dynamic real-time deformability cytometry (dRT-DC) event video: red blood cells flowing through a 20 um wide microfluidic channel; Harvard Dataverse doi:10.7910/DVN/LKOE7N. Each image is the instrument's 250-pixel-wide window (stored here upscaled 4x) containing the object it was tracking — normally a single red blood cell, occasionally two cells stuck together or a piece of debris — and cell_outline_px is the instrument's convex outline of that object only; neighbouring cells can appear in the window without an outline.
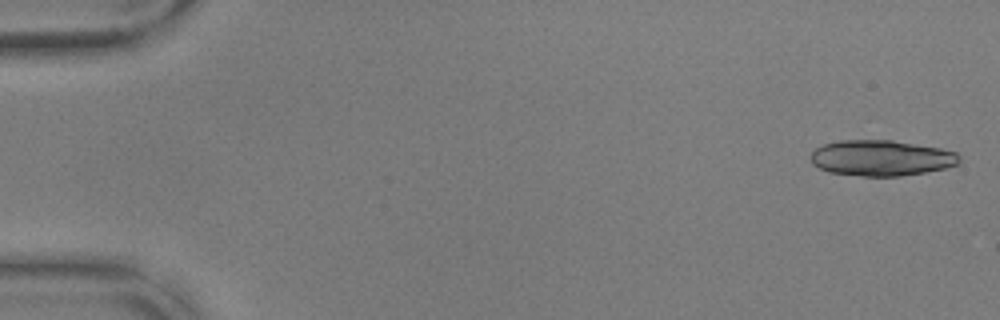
{"species": "common noctule bat (a hibernating species)", "species_latin": "Nyctalus noctula", "temperature_condition": "warm", "stored_images_in_passage": 20, "camera_frame_rate_fps": 3000, "um_per_image_px": 0.085, "animal": {"sex": "male", "body_mass_g": 17.9, "forearm_length_mm": 54.2}, "frame": {"image": 1, "passage_image": 2, "time_ms": 0.333, "image_size_px": [1000, 320], "cell_outline_px": [[960, 164], [948, 168], [900, 176], [864, 176], [828, 172], [812, 164], [808, 156], [816, 148], [824, 144], [840, 140], [892, 140], [940, 148], [956, 152], [960, 156]], "centroid_in_image_um": [74.91, 13.43], "position_along_channel_um": 10.1, "area_um2": 31.15}}